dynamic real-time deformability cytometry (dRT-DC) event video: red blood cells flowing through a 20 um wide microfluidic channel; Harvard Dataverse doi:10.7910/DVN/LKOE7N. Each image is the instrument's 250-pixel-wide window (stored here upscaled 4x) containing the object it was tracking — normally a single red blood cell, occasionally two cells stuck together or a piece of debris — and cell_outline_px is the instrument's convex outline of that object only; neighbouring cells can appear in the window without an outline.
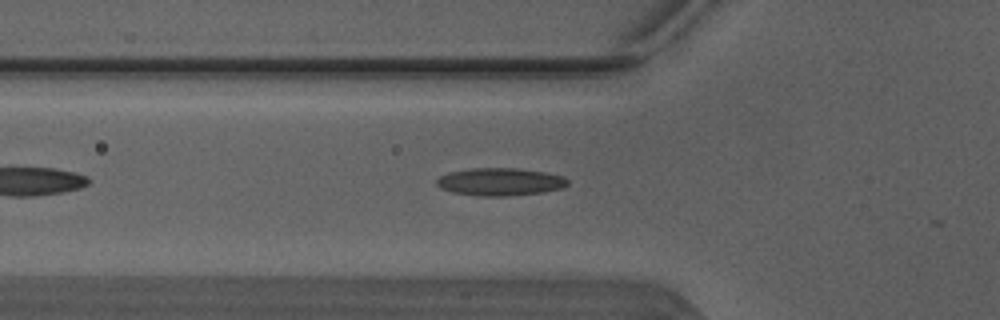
{"species": "Egyptian fruit bat (a non-hibernating species)", "species_latin": "Rousettus aegyptiacus", "temperature_condition": "warm", "stored_images_in_passage": 9, "camera_frame_rate_fps": 3000, "um_per_image_px": 0.085, "animal": {"sex": "male"}, "frame": {"image": 1, "passage_image": 7, "time_ms": 2.0, "image_size_px": [1000, 320], "cell_outline_px": [[568, 184], [564, 188], [544, 192], [508, 196], [476, 196], [452, 192], [440, 188], [436, 184], [436, 180], [440, 176], [448, 172], [472, 168], [520, 168], [544, 172], [564, 176], [568, 180]], "centroid_in_image_um": [42.51, 15.45], "position_along_channel_um": 83.3, "area_um2": 21.39}}